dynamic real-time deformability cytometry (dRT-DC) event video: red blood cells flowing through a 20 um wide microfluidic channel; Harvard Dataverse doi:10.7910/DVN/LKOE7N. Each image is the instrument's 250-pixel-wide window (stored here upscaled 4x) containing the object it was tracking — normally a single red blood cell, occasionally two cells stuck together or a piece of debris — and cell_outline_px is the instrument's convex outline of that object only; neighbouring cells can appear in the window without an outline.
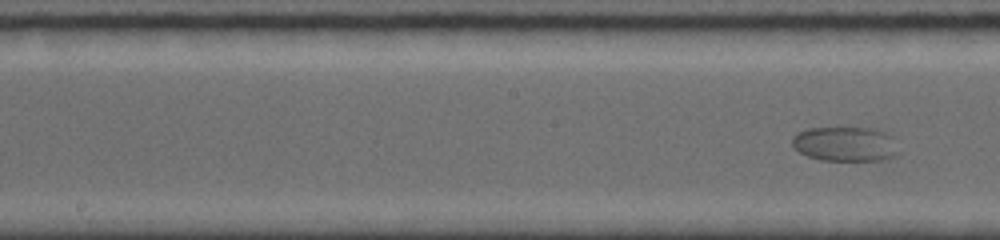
{"species": "common noctule bat (a hibernating species)", "species_latin": "Nyctalus noctula", "temperature_condition": "room temperature", "stored_images_in_passage": 6, "segment_of_instrument_passage": [2, 2], "camera_frame_rate_fps": 5000, "um_per_image_px": 0.085, "animal": {"sex": "female", "body_mass_g": 19.0, "forearm_length_mm": 56.7}, "frame": {"image": 1, "passage_image": 6, "time_ms": 4.8, "image_size_px": [1000, 240], "cell_outline_px": [[900, 152], [896, 156], [888, 160], [820, 160], [808, 156], [800, 152], [792, 144], [792, 136], [796, 132], [808, 128], [876, 128], [892, 136]], "centroid_in_image_um": [71.88, 12.24], "position_along_channel_um": 176.3, "area_um2": 21.73}}